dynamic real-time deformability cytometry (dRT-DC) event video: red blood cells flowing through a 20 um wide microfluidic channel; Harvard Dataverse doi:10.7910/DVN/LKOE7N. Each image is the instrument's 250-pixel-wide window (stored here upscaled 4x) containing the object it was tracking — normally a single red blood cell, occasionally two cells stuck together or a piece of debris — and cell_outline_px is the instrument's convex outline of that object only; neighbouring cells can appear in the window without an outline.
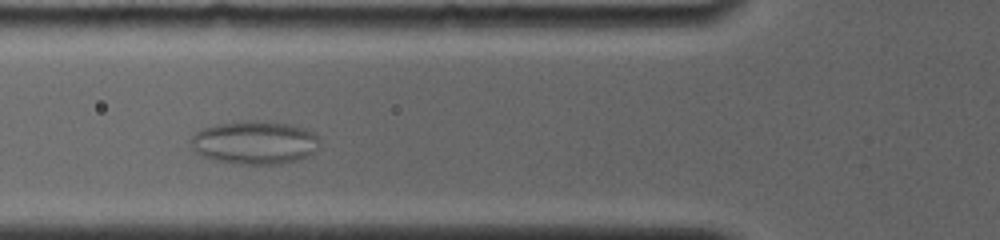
{"species": "common noctule bat (a hibernating species)", "species_latin": "Nyctalus noctula", "temperature_condition": "room temperature", "stored_images_in_passage": 9, "camera_frame_rate_fps": 4000, "um_per_image_px": 0.085, "animal": {"sex": "female", "body_mass_g": 19.0, "forearm_length_mm": 56.7}, "frame": {"image": 1, "passage_image": 7, "time_ms": 3.5, "image_size_px": [1000, 240], "cell_outline_px": [[320, 148], [312, 156], [280, 164], [232, 164], [200, 156], [192, 148], [192, 136], [196, 132], [204, 128], [216, 124], [248, 120], [256, 120], [292, 124], [304, 128], [312, 132], [320, 140]], "centroid_in_image_um": [21.69, 12.12], "position_along_channel_um": 104.1, "area_um2": 32.95}}